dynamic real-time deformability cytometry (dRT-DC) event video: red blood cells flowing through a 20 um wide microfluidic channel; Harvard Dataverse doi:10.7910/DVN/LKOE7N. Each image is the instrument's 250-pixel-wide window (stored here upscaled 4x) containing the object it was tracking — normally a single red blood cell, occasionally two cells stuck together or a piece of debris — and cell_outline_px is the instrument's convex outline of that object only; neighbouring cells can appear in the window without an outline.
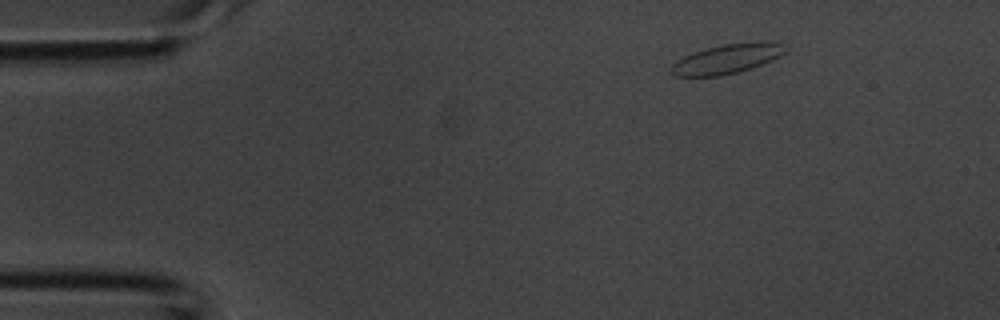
{"species": "common noctule bat (a hibernating species)", "species_latin": "Nyctalus noctula", "temperature_condition": "room temperature", "stored_images_in_passage": 3, "camera_frame_rate_fps": 3000, "um_per_image_px": 0.085, "animal": {"sex": "male", "body_mass_g": 20.1, "forearm_length_mm": 53.5}, "frame": {"image": 1, "passage_image": 1, "time_ms": 0.0, "image_size_px": [1000, 320], "cell_outline_px": [[788, 48], [784, 52], [772, 60], [752, 68], [720, 76], [676, 76], [672, 72], [672, 64], [676, 60], [684, 56], [708, 48], [724, 44], [760, 40], [768, 40], [780, 44]], "centroid_in_image_um": [61.84, 4.98], "position_along_channel_um": 23.2, "area_um2": 19.48}}